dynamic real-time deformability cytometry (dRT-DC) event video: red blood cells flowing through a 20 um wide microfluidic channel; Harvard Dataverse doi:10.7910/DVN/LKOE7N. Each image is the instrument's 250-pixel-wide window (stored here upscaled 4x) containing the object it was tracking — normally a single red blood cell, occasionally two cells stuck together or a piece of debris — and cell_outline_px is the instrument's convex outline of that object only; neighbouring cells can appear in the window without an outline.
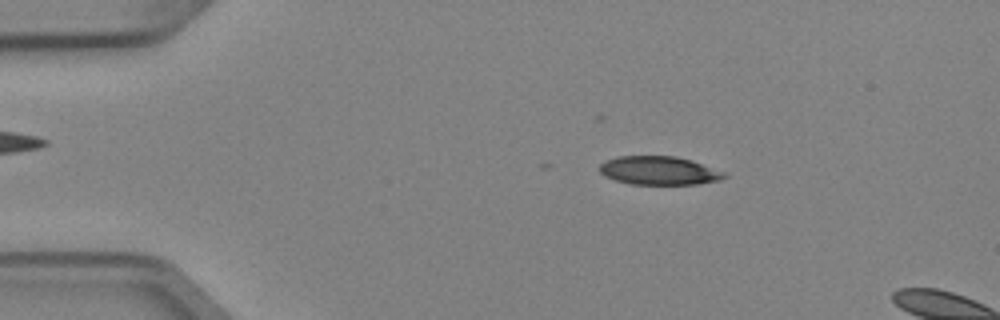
{"species": "Egyptian fruit bat (a non-hibernating species)", "species_latin": "Rousettus aegyptiacus", "temperature_condition": "cold", "stored_images_in_passage": 4, "camera_frame_rate_fps": 3000, "um_per_image_px": 0.085, "animal": {"sex": "female"}, "frame": {"image": 1, "passage_image": 2, "time_ms": 0.333, "image_size_px": [1000, 320], "cell_outline_px": [[728, 176], [720, 180], [696, 184], [628, 184], [604, 176], [600, 172], [600, 164], [604, 160], [616, 156], [676, 156], [692, 160], [724, 172]], "centroid_in_image_um": [55.99, 14.49], "position_along_channel_um": 29.0, "area_um2": 20.81}}